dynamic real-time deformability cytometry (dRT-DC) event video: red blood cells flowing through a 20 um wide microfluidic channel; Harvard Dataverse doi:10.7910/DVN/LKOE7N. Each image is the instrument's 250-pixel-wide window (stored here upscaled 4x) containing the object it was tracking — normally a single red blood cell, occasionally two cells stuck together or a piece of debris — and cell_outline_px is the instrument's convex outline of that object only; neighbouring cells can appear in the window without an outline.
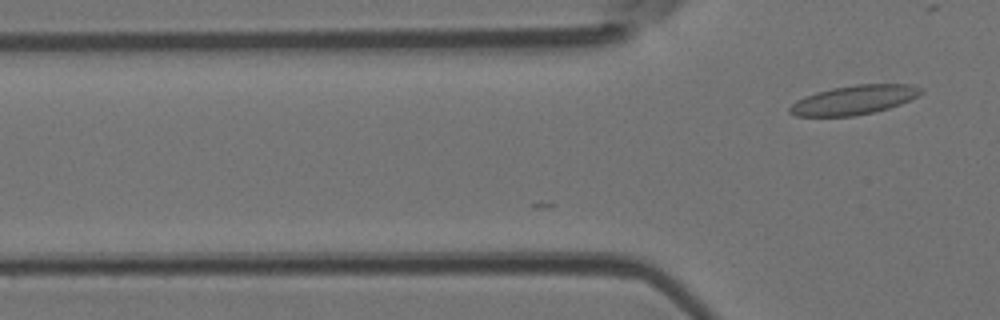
{"species": "Egyptian fruit bat (a non-hibernating species)", "species_latin": "Rousettus aegyptiacus", "temperature_condition": "room temperature", "stored_images_in_passage": 9, "camera_frame_rate_fps": 3000, "um_per_image_px": 0.085, "animal": {"sex": "female"}, "frame": {"image": 1, "passage_image": 9, "time_ms": 2.667, "image_size_px": [1000, 320], "cell_outline_px": [[924, 92], [900, 104], [888, 108], [856, 116], [796, 116], [788, 112], [788, 108], [796, 100], [804, 96], [816, 92], [832, 88], [856, 84], [912, 84], [924, 88]], "centroid_in_image_um": [72.58, 8.48], "position_along_channel_um": 53.2, "area_um2": 22.37}}